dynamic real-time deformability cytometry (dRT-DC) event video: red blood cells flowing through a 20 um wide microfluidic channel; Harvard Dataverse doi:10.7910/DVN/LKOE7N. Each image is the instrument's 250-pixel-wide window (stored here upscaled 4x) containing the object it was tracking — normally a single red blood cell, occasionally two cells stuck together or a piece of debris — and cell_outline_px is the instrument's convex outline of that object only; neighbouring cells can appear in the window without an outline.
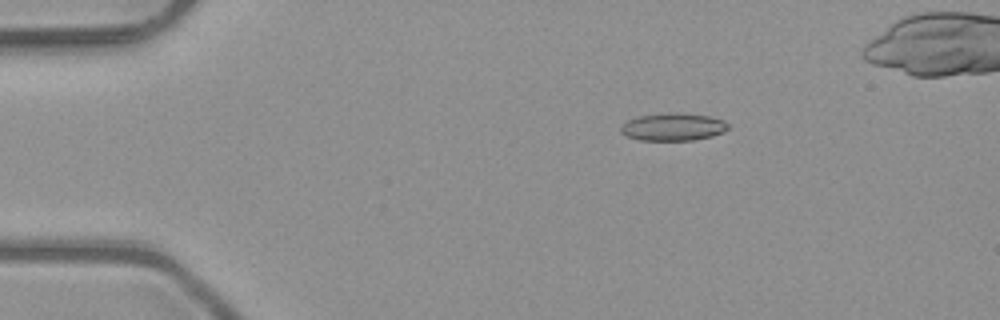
{"species": "common noctule bat (a hibernating species)", "species_latin": "Nyctalus noctula", "temperature_condition": "room temperature", "stored_images_in_passage": 5, "camera_frame_rate_fps": 3000, "um_per_image_px": 0.085, "animal": {"sex": "male", "body_mass_g": 23.1, "forearm_length_mm": 52.7}, "frame": {"image": 1, "passage_image": 2, "time_ms": 0.333, "image_size_px": [1000, 320], "cell_outline_px": [[728, 128], [724, 132], [712, 136], [692, 140], [640, 140], [624, 136], [620, 132], [620, 128], [628, 120], [640, 116], [668, 112], [708, 116], [724, 120], [728, 124]], "centroid_in_image_um": [57.2, 10.79], "position_along_channel_um": 27.8, "area_um2": 17.17}}
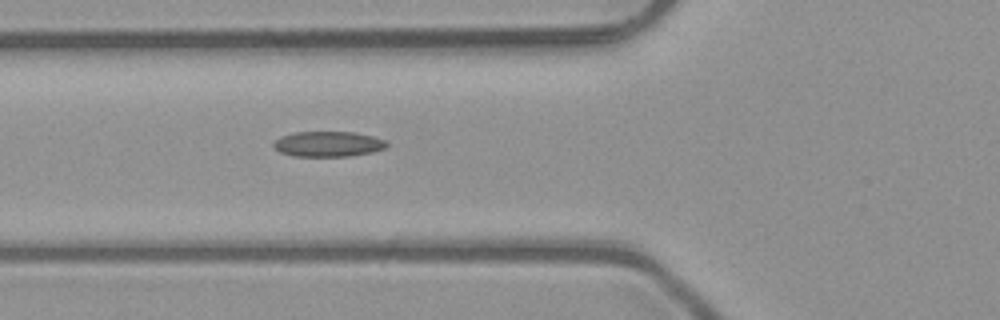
{"frame": {"image": 2, "passage_image": 5, "time_ms": 1.333, "image_size_px": [1000, 320], "cell_outline_px": [[388, 144], [384, 148], [372, 152], [352, 156], [292, 156], [280, 152], [272, 144], [280, 136], [296, 132], [352, 132], [372, 136], [384, 140]], "centroid_in_image_um": [27.87, 12.24], "position_along_channel_um": 97.9, "area_um2": 16.59}}